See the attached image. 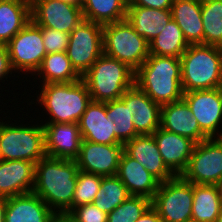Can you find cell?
Segmentation results:
<instances>
[{
    "mask_svg": "<svg viewBox=\"0 0 222 222\" xmlns=\"http://www.w3.org/2000/svg\"><path fill=\"white\" fill-rule=\"evenodd\" d=\"M134 84L160 106L182 100L180 58L149 55L135 71Z\"/></svg>",
    "mask_w": 222,
    "mask_h": 222,
    "instance_id": "cell-3",
    "label": "cell"
},
{
    "mask_svg": "<svg viewBox=\"0 0 222 222\" xmlns=\"http://www.w3.org/2000/svg\"><path fill=\"white\" fill-rule=\"evenodd\" d=\"M126 186L131 196H143L153 200L160 181L139 162L124 152L116 175Z\"/></svg>",
    "mask_w": 222,
    "mask_h": 222,
    "instance_id": "cell-22",
    "label": "cell"
},
{
    "mask_svg": "<svg viewBox=\"0 0 222 222\" xmlns=\"http://www.w3.org/2000/svg\"><path fill=\"white\" fill-rule=\"evenodd\" d=\"M83 140L92 143L116 145L115 124L106 114V102L92 101L78 121Z\"/></svg>",
    "mask_w": 222,
    "mask_h": 222,
    "instance_id": "cell-17",
    "label": "cell"
},
{
    "mask_svg": "<svg viewBox=\"0 0 222 222\" xmlns=\"http://www.w3.org/2000/svg\"><path fill=\"white\" fill-rule=\"evenodd\" d=\"M135 72L125 63L104 53L81 77L92 101L108 102L119 99L134 84Z\"/></svg>",
    "mask_w": 222,
    "mask_h": 222,
    "instance_id": "cell-6",
    "label": "cell"
},
{
    "mask_svg": "<svg viewBox=\"0 0 222 222\" xmlns=\"http://www.w3.org/2000/svg\"><path fill=\"white\" fill-rule=\"evenodd\" d=\"M203 44L222 47V0H201Z\"/></svg>",
    "mask_w": 222,
    "mask_h": 222,
    "instance_id": "cell-31",
    "label": "cell"
},
{
    "mask_svg": "<svg viewBox=\"0 0 222 222\" xmlns=\"http://www.w3.org/2000/svg\"><path fill=\"white\" fill-rule=\"evenodd\" d=\"M217 222H222V206L218 214Z\"/></svg>",
    "mask_w": 222,
    "mask_h": 222,
    "instance_id": "cell-45",
    "label": "cell"
},
{
    "mask_svg": "<svg viewBox=\"0 0 222 222\" xmlns=\"http://www.w3.org/2000/svg\"><path fill=\"white\" fill-rule=\"evenodd\" d=\"M135 222H163L158 211L151 205Z\"/></svg>",
    "mask_w": 222,
    "mask_h": 222,
    "instance_id": "cell-40",
    "label": "cell"
},
{
    "mask_svg": "<svg viewBox=\"0 0 222 222\" xmlns=\"http://www.w3.org/2000/svg\"><path fill=\"white\" fill-rule=\"evenodd\" d=\"M121 99L129 106L133 125L139 135H152L160 127L161 106L136 84L128 88Z\"/></svg>",
    "mask_w": 222,
    "mask_h": 222,
    "instance_id": "cell-16",
    "label": "cell"
},
{
    "mask_svg": "<svg viewBox=\"0 0 222 222\" xmlns=\"http://www.w3.org/2000/svg\"><path fill=\"white\" fill-rule=\"evenodd\" d=\"M46 54L66 52L69 44V34L56 29L40 27Z\"/></svg>",
    "mask_w": 222,
    "mask_h": 222,
    "instance_id": "cell-36",
    "label": "cell"
},
{
    "mask_svg": "<svg viewBox=\"0 0 222 222\" xmlns=\"http://www.w3.org/2000/svg\"><path fill=\"white\" fill-rule=\"evenodd\" d=\"M35 164L24 160H0V196L9 198L34 189Z\"/></svg>",
    "mask_w": 222,
    "mask_h": 222,
    "instance_id": "cell-20",
    "label": "cell"
},
{
    "mask_svg": "<svg viewBox=\"0 0 222 222\" xmlns=\"http://www.w3.org/2000/svg\"><path fill=\"white\" fill-rule=\"evenodd\" d=\"M152 135L157 142L164 164L175 176L181 175L188 166L196 143L161 127Z\"/></svg>",
    "mask_w": 222,
    "mask_h": 222,
    "instance_id": "cell-18",
    "label": "cell"
},
{
    "mask_svg": "<svg viewBox=\"0 0 222 222\" xmlns=\"http://www.w3.org/2000/svg\"><path fill=\"white\" fill-rule=\"evenodd\" d=\"M55 212L33 192L7 198L4 222H51Z\"/></svg>",
    "mask_w": 222,
    "mask_h": 222,
    "instance_id": "cell-23",
    "label": "cell"
},
{
    "mask_svg": "<svg viewBox=\"0 0 222 222\" xmlns=\"http://www.w3.org/2000/svg\"><path fill=\"white\" fill-rule=\"evenodd\" d=\"M125 152L161 183L175 176L164 164L153 135H137L125 143Z\"/></svg>",
    "mask_w": 222,
    "mask_h": 222,
    "instance_id": "cell-21",
    "label": "cell"
},
{
    "mask_svg": "<svg viewBox=\"0 0 222 222\" xmlns=\"http://www.w3.org/2000/svg\"><path fill=\"white\" fill-rule=\"evenodd\" d=\"M181 176L193 184L218 185L222 181V138L196 143Z\"/></svg>",
    "mask_w": 222,
    "mask_h": 222,
    "instance_id": "cell-11",
    "label": "cell"
},
{
    "mask_svg": "<svg viewBox=\"0 0 222 222\" xmlns=\"http://www.w3.org/2000/svg\"><path fill=\"white\" fill-rule=\"evenodd\" d=\"M102 177L79 170L73 195V208L93 203L102 182Z\"/></svg>",
    "mask_w": 222,
    "mask_h": 222,
    "instance_id": "cell-35",
    "label": "cell"
},
{
    "mask_svg": "<svg viewBox=\"0 0 222 222\" xmlns=\"http://www.w3.org/2000/svg\"><path fill=\"white\" fill-rule=\"evenodd\" d=\"M188 46L189 44L185 40L182 30L171 18L160 34L149 42V52L150 55L180 58Z\"/></svg>",
    "mask_w": 222,
    "mask_h": 222,
    "instance_id": "cell-30",
    "label": "cell"
},
{
    "mask_svg": "<svg viewBox=\"0 0 222 222\" xmlns=\"http://www.w3.org/2000/svg\"><path fill=\"white\" fill-rule=\"evenodd\" d=\"M173 0H129L128 6H142L147 8L171 9Z\"/></svg>",
    "mask_w": 222,
    "mask_h": 222,
    "instance_id": "cell-39",
    "label": "cell"
},
{
    "mask_svg": "<svg viewBox=\"0 0 222 222\" xmlns=\"http://www.w3.org/2000/svg\"><path fill=\"white\" fill-rule=\"evenodd\" d=\"M171 13L188 44H203L201 0H173Z\"/></svg>",
    "mask_w": 222,
    "mask_h": 222,
    "instance_id": "cell-25",
    "label": "cell"
},
{
    "mask_svg": "<svg viewBox=\"0 0 222 222\" xmlns=\"http://www.w3.org/2000/svg\"><path fill=\"white\" fill-rule=\"evenodd\" d=\"M106 114L114 121L116 139L120 143L125 144L139 135L133 125L134 116L121 98L106 102Z\"/></svg>",
    "mask_w": 222,
    "mask_h": 222,
    "instance_id": "cell-33",
    "label": "cell"
},
{
    "mask_svg": "<svg viewBox=\"0 0 222 222\" xmlns=\"http://www.w3.org/2000/svg\"><path fill=\"white\" fill-rule=\"evenodd\" d=\"M152 205V200L143 196H130L112 212L107 222H135Z\"/></svg>",
    "mask_w": 222,
    "mask_h": 222,
    "instance_id": "cell-34",
    "label": "cell"
},
{
    "mask_svg": "<svg viewBox=\"0 0 222 222\" xmlns=\"http://www.w3.org/2000/svg\"><path fill=\"white\" fill-rule=\"evenodd\" d=\"M171 18V9L127 6L126 20L148 42L160 34Z\"/></svg>",
    "mask_w": 222,
    "mask_h": 222,
    "instance_id": "cell-24",
    "label": "cell"
},
{
    "mask_svg": "<svg viewBox=\"0 0 222 222\" xmlns=\"http://www.w3.org/2000/svg\"><path fill=\"white\" fill-rule=\"evenodd\" d=\"M58 1L69 2V3H72V4L80 6V7L83 4V0H58Z\"/></svg>",
    "mask_w": 222,
    "mask_h": 222,
    "instance_id": "cell-43",
    "label": "cell"
},
{
    "mask_svg": "<svg viewBox=\"0 0 222 222\" xmlns=\"http://www.w3.org/2000/svg\"><path fill=\"white\" fill-rule=\"evenodd\" d=\"M30 20V0H0V44L6 45Z\"/></svg>",
    "mask_w": 222,
    "mask_h": 222,
    "instance_id": "cell-26",
    "label": "cell"
},
{
    "mask_svg": "<svg viewBox=\"0 0 222 222\" xmlns=\"http://www.w3.org/2000/svg\"><path fill=\"white\" fill-rule=\"evenodd\" d=\"M10 63L15 74L18 77L24 74L18 83L30 82L31 78L39 69L43 58L47 55L43 42L41 28L32 20L21 29L7 44ZM22 73V74H21ZM29 75V76H28ZM27 76V77H26Z\"/></svg>",
    "mask_w": 222,
    "mask_h": 222,
    "instance_id": "cell-8",
    "label": "cell"
},
{
    "mask_svg": "<svg viewBox=\"0 0 222 222\" xmlns=\"http://www.w3.org/2000/svg\"><path fill=\"white\" fill-rule=\"evenodd\" d=\"M31 20L39 27L70 32L83 20L80 6L58 0H30Z\"/></svg>",
    "mask_w": 222,
    "mask_h": 222,
    "instance_id": "cell-13",
    "label": "cell"
},
{
    "mask_svg": "<svg viewBox=\"0 0 222 222\" xmlns=\"http://www.w3.org/2000/svg\"><path fill=\"white\" fill-rule=\"evenodd\" d=\"M13 73H15V72L13 71V69L11 67L10 57H9V54H8L7 47L4 44H0V87H2L3 91H5V92L10 93L8 88L6 90L4 88L5 86L1 85V82L4 84L5 80H6L7 83H8V81H9V80H7L8 77H15V78H18V79L21 78V77L16 76L17 74H13Z\"/></svg>",
    "mask_w": 222,
    "mask_h": 222,
    "instance_id": "cell-38",
    "label": "cell"
},
{
    "mask_svg": "<svg viewBox=\"0 0 222 222\" xmlns=\"http://www.w3.org/2000/svg\"><path fill=\"white\" fill-rule=\"evenodd\" d=\"M131 196L123 182L115 176L102 177L93 204L107 214Z\"/></svg>",
    "mask_w": 222,
    "mask_h": 222,
    "instance_id": "cell-32",
    "label": "cell"
},
{
    "mask_svg": "<svg viewBox=\"0 0 222 222\" xmlns=\"http://www.w3.org/2000/svg\"><path fill=\"white\" fill-rule=\"evenodd\" d=\"M129 0H83L84 20L101 25L126 19Z\"/></svg>",
    "mask_w": 222,
    "mask_h": 222,
    "instance_id": "cell-29",
    "label": "cell"
},
{
    "mask_svg": "<svg viewBox=\"0 0 222 222\" xmlns=\"http://www.w3.org/2000/svg\"><path fill=\"white\" fill-rule=\"evenodd\" d=\"M51 222H76L68 213H55Z\"/></svg>",
    "mask_w": 222,
    "mask_h": 222,
    "instance_id": "cell-41",
    "label": "cell"
},
{
    "mask_svg": "<svg viewBox=\"0 0 222 222\" xmlns=\"http://www.w3.org/2000/svg\"><path fill=\"white\" fill-rule=\"evenodd\" d=\"M46 156L76 160L80 153L82 135L78 123L42 124Z\"/></svg>",
    "mask_w": 222,
    "mask_h": 222,
    "instance_id": "cell-15",
    "label": "cell"
},
{
    "mask_svg": "<svg viewBox=\"0 0 222 222\" xmlns=\"http://www.w3.org/2000/svg\"><path fill=\"white\" fill-rule=\"evenodd\" d=\"M7 198L0 196V222H4Z\"/></svg>",
    "mask_w": 222,
    "mask_h": 222,
    "instance_id": "cell-42",
    "label": "cell"
},
{
    "mask_svg": "<svg viewBox=\"0 0 222 222\" xmlns=\"http://www.w3.org/2000/svg\"><path fill=\"white\" fill-rule=\"evenodd\" d=\"M78 172L76 160L45 156L35 164L33 193L55 213H68L73 208Z\"/></svg>",
    "mask_w": 222,
    "mask_h": 222,
    "instance_id": "cell-2",
    "label": "cell"
},
{
    "mask_svg": "<svg viewBox=\"0 0 222 222\" xmlns=\"http://www.w3.org/2000/svg\"><path fill=\"white\" fill-rule=\"evenodd\" d=\"M0 90H1V91H0V92H1V93H0V98H1V97H2V95H3V97H4L5 95L2 93V92H3V91H2L3 89H2V88H0ZM1 100H2V99H0V102H1ZM1 107H5V105H4V104H3V106H2V105H0V108H1ZM0 111H1V112H0V114H1V113H3V112H2V109H0ZM1 119H2V118H0V120H1Z\"/></svg>",
    "mask_w": 222,
    "mask_h": 222,
    "instance_id": "cell-44",
    "label": "cell"
},
{
    "mask_svg": "<svg viewBox=\"0 0 222 222\" xmlns=\"http://www.w3.org/2000/svg\"><path fill=\"white\" fill-rule=\"evenodd\" d=\"M69 36L66 54L82 77L103 54V25L83 20Z\"/></svg>",
    "mask_w": 222,
    "mask_h": 222,
    "instance_id": "cell-10",
    "label": "cell"
},
{
    "mask_svg": "<svg viewBox=\"0 0 222 222\" xmlns=\"http://www.w3.org/2000/svg\"><path fill=\"white\" fill-rule=\"evenodd\" d=\"M193 183L181 175L160 183L152 200L163 222H192Z\"/></svg>",
    "mask_w": 222,
    "mask_h": 222,
    "instance_id": "cell-9",
    "label": "cell"
},
{
    "mask_svg": "<svg viewBox=\"0 0 222 222\" xmlns=\"http://www.w3.org/2000/svg\"><path fill=\"white\" fill-rule=\"evenodd\" d=\"M35 86L37 87L35 89H39L35 90L34 96L29 93V97L25 102H27V105H31L30 108H32L35 102L34 106L40 105V110L43 109L41 114L44 113L45 116H48L46 118L44 114H39L41 117H44H37L42 124L78 123L86 111L87 105L91 102L88 87L82 79L74 82L48 83L39 85V87ZM35 95L37 99H35ZM30 96L34 97V99H30Z\"/></svg>",
    "mask_w": 222,
    "mask_h": 222,
    "instance_id": "cell-1",
    "label": "cell"
},
{
    "mask_svg": "<svg viewBox=\"0 0 222 222\" xmlns=\"http://www.w3.org/2000/svg\"><path fill=\"white\" fill-rule=\"evenodd\" d=\"M103 53L135 72L150 55L149 42L125 19L103 25Z\"/></svg>",
    "mask_w": 222,
    "mask_h": 222,
    "instance_id": "cell-7",
    "label": "cell"
},
{
    "mask_svg": "<svg viewBox=\"0 0 222 222\" xmlns=\"http://www.w3.org/2000/svg\"><path fill=\"white\" fill-rule=\"evenodd\" d=\"M68 214L76 222H107L108 214L93 203L80 205L72 208Z\"/></svg>",
    "mask_w": 222,
    "mask_h": 222,
    "instance_id": "cell-37",
    "label": "cell"
},
{
    "mask_svg": "<svg viewBox=\"0 0 222 222\" xmlns=\"http://www.w3.org/2000/svg\"><path fill=\"white\" fill-rule=\"evenodd\" d=\"M221 206L217 185L193 184L192 222H217Z\"/></svg>",
    "mask_w": 222,
    "mask_h": 222,
    "instance_id": "cell-28",
    "label": "cell"
},
{
    "mask_svg": "<svg viewBox=\"0 0 222 222\" xmlns=\"http://www.w3.org/2000/svg\"><path fill=\"white\" fill-rule=\"evenodd\" d=\"M217 186L219 188L220 196H221V199H222V181Z\"/></svg>",
    "mask_w": 222,
    "mask_h": 222,
    "instance_id": "cell-46",
    "label": "cell"
},
{
    "mask_svg": "<svg viewBox=\"0 0 222 222\" xmlns=\"http://www.w3.org/2000/svg\"><path fill=\"white\" fill-rule=\"evenodd\" d=\"M9 111L4 112L2 117L5 115L6 120H12L6 121L4 118L0 120V160H24L36 164L46 156L42 123L30 116H28L31 118L29 122L28 118L27 122L24 121L18 116L19 111L16 116L18 118L14 120L9 116L10 114L7 117ZM19 118L21 120L18 121Z\"/></svg>",
    "mask_w": 222,
    "mask_h": 222,
    "instance_id": "cell-4",
    "label": "cell"
},
{
    "mask_svg": "<svg viewBox=\"0 0 222 222\" xmlns=\"http://www.w3.org/2000/svg\"><path fill=\"white\" fill-rule=\"evenodd\" d=\"M160 127L189 138L195 143L209 139L200 129L197 119L193 117V113L183 99L161 106Z\"/></svg>",
    "mask_w": 222,
    "mask_h": 222,
    "instance_id": "cell-19",
    "label": "cell"
},
{
    "mask_svg": "<svg viewBox=\"0 0 222 222\" xmlns=\"http://www.w3.org/2000/svg\"><path fill=\"white\" fill-rule=\"evenodd\" d=\"M182 99L209 138H222V87L185 92Z\"/></svg>",
    "mask_w": 222,
    "mask_h": 222,
    "instance_id": "cell-12",
    "label": "cell"
},
{
    "mask_svg": "<svg viewBox=\"0 0 222 222\" xmlns=\"http://www.w3.org/2000/svg\"><path fill=\"white\" fill-rule=\"evenodd\" d=\"M180 60L183 93L222 87V47L189 44Z\"/></svg>",
    "mask_w": 222,
    "mask_h": 222,
    "instance_id": "cell-5",
    "label": "cell"
},
{
    "mask_svg": "<svg viewBox=\"0 0 222 222\" xmlns=\"http://www.w3.org/2000/svg\"><path fill=\"white\" fill-rule=\"evenodd\" d=\"M36 76V77H34ZM35 84L67 83L81 79L67 57L66 52L47 54L36 73L33 75ZM42 79V80H41ZM39 80V81H37ZM39 82V83H37Z\"/></svg>",
    "mask_w": 222,
    "mask_h": 222,
    "instance_id": "cell-27",
    "label": "cell"
},
{
    "mask_svg": "<svg viewBox=\"0 0 222 222\" xmlns=\"http://www.w3.org/2000/svg\"><path fill=\"white\" fill-rule=\"evenodd\" d=\"M125 152V144L106 145L82 140L76 159L79 170L99 176H115Z\"/></svg>",
    "mask_w": 222,
    "mask_h": 222,
    "instance_id": "cell-14",
    "label": "cell"
}]
</instances>
